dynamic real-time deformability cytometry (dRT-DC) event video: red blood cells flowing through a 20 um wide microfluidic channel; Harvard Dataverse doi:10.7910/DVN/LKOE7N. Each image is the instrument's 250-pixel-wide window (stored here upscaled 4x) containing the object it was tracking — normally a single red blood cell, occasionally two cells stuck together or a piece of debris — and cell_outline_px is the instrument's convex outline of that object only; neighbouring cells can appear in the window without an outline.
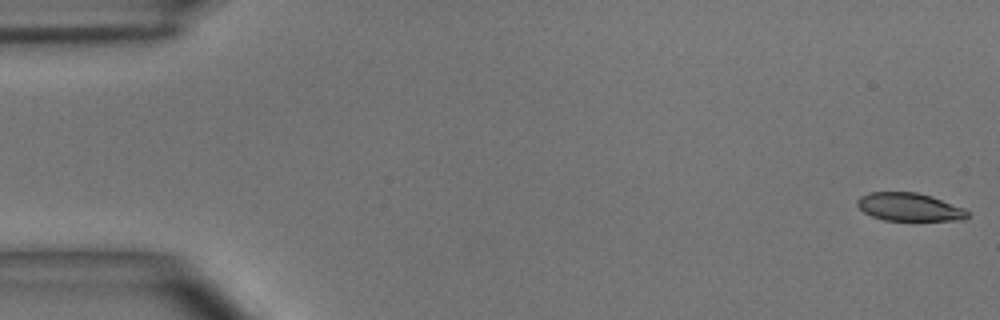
{"species": "common noctule bat (a hibernating species)", "species_latin": "Nyctalus noctula", "temperature_condition": "room temperature", "stored_images_in_passage": 50, "camera_frame_rate_fps": 3000, "um_per_image_px": 0.085, "animal": {"sex": "male", "body_mass_g": 15.6}, "frame": {"image": 1, "passage_image": 1, "time_ms": 0.0, "image_size_px": [1000, 320], "cell_outline_px": [[968, 216], [964, 220], [884, 220], [872, 216], [864, 212], [856, 204], [856, 200], [860, 196], [868, 192], [916, 192], [932, 196], [964, 208], [968, 212]], "centroid_in_image_um": [77.27, 17.59], "position_along_channel_um": 7.7, "area_um2": 18.03}}
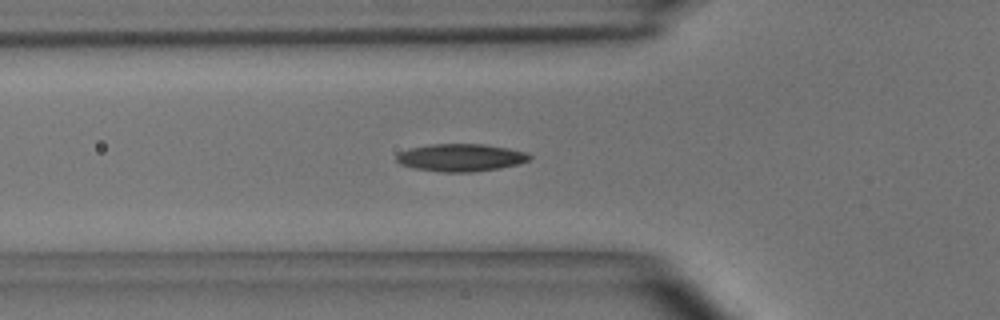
{"frame": {"image": 2, "passage_image": 17, "time_ms": 5.333, "image_size_px": [1000, 320], "cell_outline_px": [[532, 156], [528, 160], [520, 164], [500, 168], [472, 172], [440, 172], [412, 168], [400, 164], [396, 160], [396, 156], [400, 152], [408, 148], [428, 144], [484, 144], [508, 148], [528, 152]], "centroid_in_image_um": [39.16, 13.39], "position_along_channel_um": 86.6, "area_um2": 21.62}}
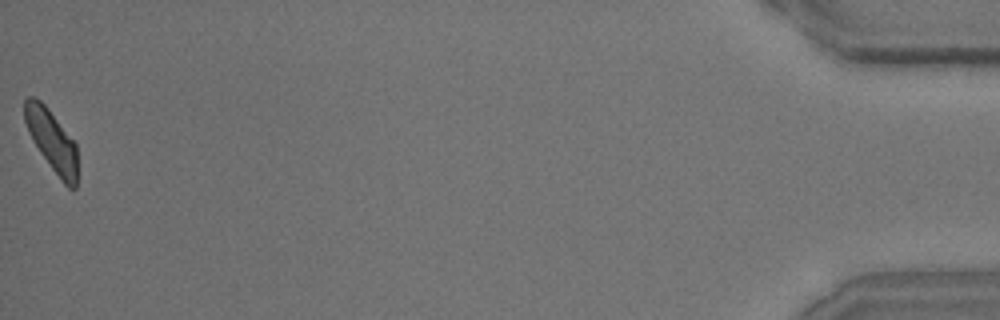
{"frame": {"image": 3, "passage_image": 50, "time_ms": 16.333, "image_size_px": [1000, 320], "cell_outline_px": [[76, 188], [68, 188], [60, 180], [40, 152], [32, 140], [28, 132], [24, 120], [24, 100], [28, 96], [32, 96], [40, 100], [48, 108], [76, 144]], "centroid_in_image_um": [4.37, 11.94], "position_along_channel_um": 430.8, "area_um2": 18.73}, "authors_computed_cell_mechanics": {"area_um2": 19.8832, "velocity_mm_per_s": 3.9971, "shape_relaxation_time_tau1_ms": 5.0075, "shape_relaxation_time_tau2_ms": 5.427, "deformation_change_tau1": 0.1544, "deformation_change_tau2": 0.137}}